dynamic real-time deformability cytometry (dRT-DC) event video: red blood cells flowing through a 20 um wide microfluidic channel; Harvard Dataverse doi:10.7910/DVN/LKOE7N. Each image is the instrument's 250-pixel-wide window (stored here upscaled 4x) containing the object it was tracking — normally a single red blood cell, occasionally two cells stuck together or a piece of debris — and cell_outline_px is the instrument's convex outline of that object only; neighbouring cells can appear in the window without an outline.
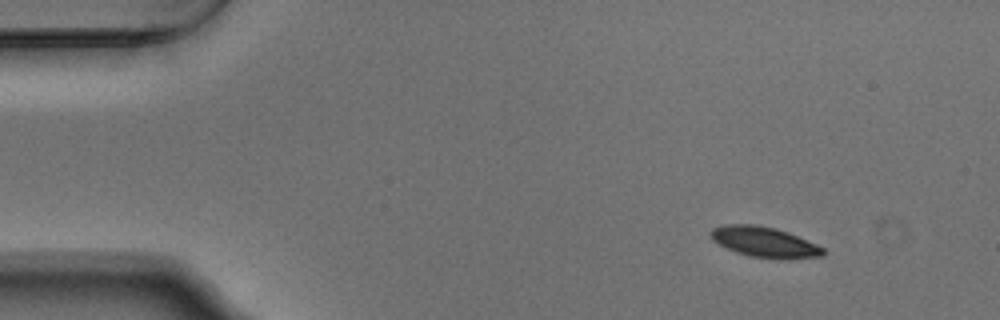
{"species": "Egyptian fruit bat (a non-hibernating species)", "species_latin": "Rousettus aegyptiacus", "temperature_condition": "warm", "stored_images_in_passage": 31, "camera_frame_rate_fps": 3000, "um_per_image_px": 0.085, "animal": {"sex": "male"}, "frame": {"image": 1, "passage_image": 1, "time_ms": 0.0, "image_size_px": [1000, 320], "cell_outline_px": [[824, 256], [788, 260], [784, 260], [748, 256], [736, 252], [712, 240], [708, 232], [712, 228], [724, 224], [756, 224], [776, 228], [788, 232], [816, 244], [824, 248]], "centroid_in_image_um": [64.98, 20.58], "position_along_channel_um": 20.0, "area_um2": 20.23}}
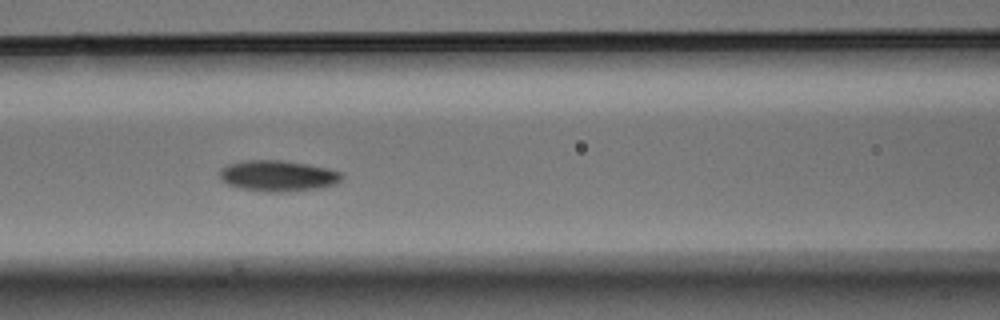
{"frame": {"image": 2, "passage_image": 18, "time_ms": 5.667, "image_size_px": [1000, 320], "cell_outline_px": [[344, 176], [336, 184], [324, 188], [288, 192], [264, 192], [240, 188], [228, 184], [220, 176], [220, 168], [228, 164], [248, 160], [280, 160], [308, 164], [328, 168], [340, 172]], "centroid_in_image_um": [23.67, 14.96], "position_along_channel_um": 142.9, "area_um2": 22.2}}
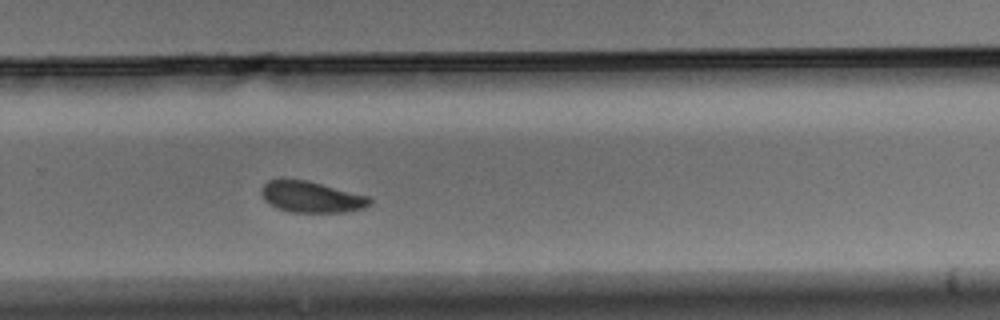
{"frame": {"image": 3, "passage_image": 31, "time_ms": 10.0, "image_size_px": [1000, 320], "cell_outline_px": [[372, 204], [364, 208], [344, 212], [292, 212], [276, 208], [264, 200], [260, 192], [260, 188], [268, 180], [280, 176], [308, 180], [372, 196]], "centroid_in_image_um": [26.45, 16.7], "position_along_channel_um": 303.3, "area_um2": 20.52}}